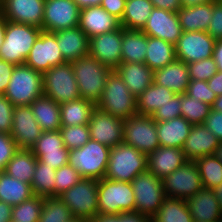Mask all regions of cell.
<instances>
[{"instance_id":"1","label":"cell","mask_w":222,"mask_h":222,"mask_svg":"<svg viewBox=\"0 0 222 222\" xmlns=\"http://www.w3.org/2000/svg\"><path fill=\"white\" fill-rule=\"evenodd\" d=\"M42 29L36 26L5 20L4 39L0 59L23 65Z\"/></svg>"},{"instance_id":"2","label":"cell","mask_w":222,"mask_h":222,"mask_svg":"<svg viewBox=\"0 0 222 222\" xmlns=\"http://www.w3.org/2000/svg\"><path fill=\"white\" fill-rule=\"evenodd\" d=\"M80 97L97 104L103 94L106 79L112 71L89 54L71 62Z\"/></svg>"},{"instance_id":"3","label":"cell","mask_w":222,"mask_h":222,"mask_svg":"<svg viewBox=\"0 0 222 222\" xmlns=\"http://www.w3.org/2000/svg\"><path fill=\"white\" fill-rule=\"evenodd\" d=\"M96 107L122 120H127L137 114L136 97L131 94L115 70L107 76L102 97Z\"/></svg>"},{"instance_id":"4","label":"cell","mask_w":222,"mask_h":222,"mask_svg":"<svg viewBox=\"0 0 222 222\" xmlns=\"http://www.w3.org/2000/svg\"><path fill=\"white\" fill-rule=\"evenodd\" d=\"M147 170V155L124 142L110 148L105 178L113 181L132 182Z\"/></svg>"},{"instance_id":"5","label":"cell","mask_w":222,"mask_h":222,"mask_svg":"<svg viewBox=\"0 0 222 222\" xmlns=\"http://www.w3.org/2000/svg\"><path fill=\"white\" fill-rule=\"evenodd\" d=\"M135 212V198L131 182L98 180V215H120Z\"/></svg>"},{"instance_id":"6","label":"cell","mask_w":222,"mask_h":222,"mask_svg":"<svg viewBox=\"0 0 222 222\" xmlns=\"http://www.w3.org/2000/svg\"><path fill=\"white\" fill-rule=\"evenodd\" d=\"M4 95L14 106L31 105L44 95L43 73L25 64L15 65Z\"/></svg>"},{"instance_id":"7","label":"cell","mask_w":222,"mask_h":222,"mask_svg":"<svg viewBox=\"0 0 222 222\" xmlns=\"http://www.w3.org/2000/svg\"><path fill=\"white\" fill-rule=\"evenodd\" d=\"M110 147L90 139L84 146L69 151L68 164L83 178L102 179L105 177Z\"/></svg>"},{"instance_id":"8","label":"cell","mask_w":222,"mask_h":222,"mask_svg":"<svg viewBox=\"0 0 222 222\" xmlns=\"http://www.w3.org/2000/svg\"><path fill=\"white\" fill-rule=\"evenodd\" d=\"M76 218L92 221L98 215V180L82 178L58 196Z\"/></svg>"},{"instance_id":"9","label":"cell","mask_w":222,"mask_h":222,"mask_svg":"<svg viewBox=\"0 0 222 222\" xmlns=\"http://www.w3.org/2000/svg\"><path fill=\"white\" fill-rule=\"evenodd\" d=\"M135 198V212L151 219L167 198L162 180L146 170L131 182Z\"/></svg>"},{"instance_id":"10","label":"cell","mask_w":222,"mask_h":222,"mask_svg":"<svg viewBox=\"0 0 222 222\" xmlns=\"http://www.w3.org/2000/svg\"><path fill=\"white\" fill-rule=\"evenodd\" d=\"M43 93L59 104L81 98L71 62L56 65L43 73Z\"/></svg>"},{"instance_id":"11","label":"cell","mask_w":222,"mask_h":222,"mask_svg":"<svg viewBox=\"0 0 222 222\" xmlns=\"http://www.w3.org/2000/svg\"><path fill=\"white\" fill-rule=\"evenodd\" d=\"M123 142L143 154H150L160 147L156 121L147 115L136 114L124 120Z\"/></svg>"},{"instance_id":"12","label":"cell","mask_w":222,"mask_h":222,"mask_svg":"<svg viewBox=\"0 0 222 222\" xmlns=\"http://www.w3.org/2000/svg\"><path fill=\"white\" fill-rule=\"evenodd\" d=\"M165 195L169 198L187 199L203 188L197 165L187 161L183 166L162 179Z\"/></svg>"},{"instance_id":"13","label":"cell","mask_w":222,"mask_h":222,"mask_svg":"<svg viewBox=\"0 0 222 222\" xmlns=\"http://www.w3.org/2000/svg\"><path fill=\"white\" fill-rule=\"evenodd\" d=\"M63 63L66 61L58 47L56 36L52 32L41 31L24 64L44 73Z\"/></svg>"},{"instance_id":"14","label":"cell","mask_w":222,"mask_h":222,"mask_svg":"<svg viewBox=\"0 0 222 222\" xmlns=\"http://www.w3.org/2000/svg\"><path fill=\"white\" fill-rule=\"evenodd\" d=\"M80 9L73 0H45L42 31L56 32L77 27Z\"/></svg>"},{"instance_id":"15","label":"cell","mask_w":222,"mask_h":222,"mask_svg":"<svg viewBox=\"0 0 222 222\" xmlns=\"http://www.w3.org/2000/svg\"><path fill=\"white\" fill-rule=\"evenodd\" d=\"M213 39L206 31L182 32L175 44L176 59L189 64L213 56Z\"/></svg>"},{"instance_id":"16","label":"cell","mask_w":222,"mask_h":222,"mask_svg":"<svg viewBox=\"0 0 222 222\" xmlns=\"http://www.w3.org/2000/svg\"><path fill=\"white\" fill-rule=\"evenodd\" d=\"M42 132L30 105L14 107L10 135L19 149L31 150Z\"/></svg>"},{"instance_id":"17","label":"cell","mask_w":222,"mask_h":222,"mask_svg":"<svg viewBox=\"0 0 222 222\" xmlns=\"http://www.w3.org/2000/svg\"><path fill=\"white\" fill-rule=\"evenodd\" d=\"M31 151L39 161L55 170L68 164L69 150L64 146L59 130L43 131Z\"/></svg>"},{"instance_id":"18","label":"cell","mask_w":222,"mask_h":222,"mask_svg":"<svg viewBox=\"0 0 222 222\" xmlns=\"http://www.w3.org/2000/svg\"><path fill=\"white\" fill-rule=\"evenodd\" d=\"M122 27L89 39V55L115 70L121 64Z\"/></svg>"},{"instance_id":"19","label":"cell","mask_w":222,"mask_h":222,"mask_svg":"<svg viewBox=\"0 0 222 222\" xmlns=\"http://www.w3.org/2000/svg\"><path fill=\"white\" fill-rule=\"evenodd\" d=\"M123 123L124 120L96 107L88 124L90 138L110 148L115 147L123 143Z\"/></svg>"},{"instance_id":"20","label":"cell","mask_w":222,"mask_h":222,"mask_svg":"<svg viewBox=\"0 0 222 222\" xmlns=\"http://www.w3.org/2000/svg\"><path fill=\"white\" fill-rule=\"evenodd\" d=\"M45 0H1L5 20L42 29Z\"/></svg>"},{"instance_id":"21","label":"cell","mask_w":222,"mask_h":222,"mask_svg":"<svg viewBox=\"0 0 222 222\" xmlns=\"http://www.w3.org/2000/svg\"><path fill=\"white\" fill-rule=\"evenodd\" d=\"M142 31L147 36L160 38L173 45L183 32L176 12L158 8L153 9Z\"/></svg>"},{"instance_id":"22","label":"cell","mask_w":222,"mask_h":222,"mask_svg":"<svg viewBox=\"0 0 222 222\" xmlns=\"http://www.w3.org/2000/svg\"><path fill=\"white\" fill-rule=\"evenodd\" d=\"M78 26L89 39L121 27L120 20L109 14L101 6L81 9Z\"/></svg>"},{"instance_id":"23","label":"cell","mask_w":222,"mask_h":222,"mask_svg":"<svg viewBox=\"0 0 222 222\" xmlns=\"http://www.w3.org/2000/svg\"><path fill=\"white\" fill-rule=\"evenodd\" d=\"M187 161L182 148L160 146L147 155V170L162 180Z\"/></svg>"},{"instance_id":"24","label":"cell","mask_w":222,"mask_h":222,"mask_svg":"<svg viewBox=\"0 0 222 222\" xmlns=\"http://www.w3.org/2000/svg\"><path fill=\"white\" fill-rule=\"evenodd\" d=\"M221 142L204 124L193 125L183 146L188 161H195L206 155H214Z\"/></svg>"},{"instance_id":"25","label":"cell","mask_w":222,"mask_h":222,"mask_svg":"<svg viewBox=\"0 0 222 222\" xmlns=\"http://www.w3.org/2000/svg\"><path fill=\"white\" fill-rule=\"evenodd\" d=\"M185 202L194 221H222V210L213 189L202 188Z\"/></svg>"},{"instance_id":"26","label":"cell","mask_w":222,"mask_h":222,"mask_svg":"<svg viewBox=\"0 0 222 222\" xmlns=\"http://www.w3.org/2000/svg\"><path fill=\"white\" fill-rule=\"evenodd\" d=\"M66 62L75 61L89 53V38L79 26L53 33Z\"/></svg>"},{"instance_id":"27","label":"cell","mask_w":222,"mask_h":222,"mask_svg":"<svg viewBox=\"0 0 222 222\" xmlns=\"http://www.w3.org/2000/svg\"><path fill=\"white\" fill-rule=\"evenodd\" d=\"M189 82L188 66L178 59L154 71L153 83L164 86L175 94L186 93Z\"/></svg>"},{"instance_id":"28","label":"cell","mask_w":222,"mask_h":222,"mask_svg":"<svg viewBox=\"0 0 222 222\" xmlns=\"http://www.w3.org/2000/svg\"><path fill=\"white\" fill-rule=\"evenodd\" d=\"M115 71L136 98L153 83L154 71L145 63H121Z\"/></svg>"},{"instance_id":"29","label":"cell","mask_w":222,"mask_h":222,"mask_svg":"<svg viewBox=\"0 0 222 222\" xmlns=\"http://www.w3.org/2000/svg\"><path fill=\"white\" fill-rule=\"evenodd\" d=\"M192 126L184 117L156 121L160 146L183 148Z\"/></svg>"},{"instance_id":"30","label":"cell","mask_w":222,"mask_h":222,"mask_svg":"<svg viewBox=\"0 0 222 222\" xmlns=\"http://www.w3.org/2000/svg\"><path fill=\"white\" fill-rule=\"evenodd\" d=\"M213 15V1L190 7H182L177 16L183 32L206 31Z\"/></svg>"},{"instance_id":"31","label":"cell","mask_w":222,"mask_h":222,"mask_svg":"<svg viewBox=\"0 0 222 222\" xmlns=\"http://www.w3.org/2000/svg\"><path fill=\"white\" fill-rule=\"evenodd\" d=\"M121 48V63H144L147 35L142 30H127L122 27Z\"/></svg>"},{"instance_id":"32","label":"cell","mask_w":222,"mask_h":222,"mask_svg":"<svg viewBox=\"0 0 222 222\" xmlns=\"http://www.w3.org/2000/svg\"><path fill=\"white\" fill-rule=\"evenodd\" d=\"M42 131H58L61 127L60 105L42 95L30 105Z\"/></svg>"},{"instance_id":"33","label":"cell","mask_w":222,"mask_h":222,"mask_svg":"<svg viewBox=\"0 0 222 222\" xmlns=\"http://www.w3.org/2000/svg\"><path fill=\"white\" fill-rule=\"evenodd\" d=\"M60 105L61 126L87 125L96 104L83 98Z\"/></svg>"},{"instance_id":"34","label":"cell","mask_w":222,"mask_h":222,"mask_svg":"<svg viewBox=\"0 0 222 222\" xmlns=\"http://www.w3.org/2000/svg\"><path fill=\"white\" fill-rule=\"evenodd\" d=\"M176 59L175 45L160 38L147 36L144 63L153 71L165 67Z\"/></svg>"},{"instance_id":"35","label":"cell","mask_w":222,"mask_h":222,"mask_svg":"<svg viewBox=\"0 0 222 222\" xmlns=\"http://www.w3.org/2000/svg\"><path fill=\"white\" fill-rule=\"evenodd\" d=\"M175 93L164 86L152 83L137 98V114L152 116L161 106L170 102Z\"/></svg>"},{"instance_id":"36","label":"cell","mask_w":222,"mask_h":222,"mask_svg":"<svg viewBox=\"0 0 222 222\" xmlns=\"http://www.w3.org/2000/svg\"><path fill=\"white\" fill-rule=\"evenodd\" d=\"M34 196L31 184L0 172V201L11 206L18 205Z\"/></svg>"},{"instance_id":"37","label":"cell","mask_w":222,"mask_h":222,"mask_svg":"<svg viewBox=\"0 0 222 222\" xmlns=\"http://www.w3.org/2000/svg\"><path fill=\"white\" fill-rule=\"evenodd\" d=\"M154 9L150 0H126L120 25L127 30H142Z\"/></svg>"},{"instance_id":"38","label":"cell","mask_w":222,"mask_h":222,"mask_svg":"<svg viewBox=\"0 0 222 222\" xmlns=\"http://www.w3.org/2000/svg\"><path fill=\"white\" fill-rule=\"evenodd\" d=\"M37 158L31 150L19 149L8 162L5 172L20 181L31 184Z\"/></svg>"},{"instance_id":"39","label":"cell","mask_w":222,"mask_h":222,"mask_svg":"<svg viewBox=\"0 0 222 222\" xmlns=\"http://www.w3.org/2000/svg\"><path fill=\"white\" fill-rule=\"evenodd\" d=\"M151 222H194L185 199L167 197Z\"/></svg>"},{"instance_id":"40","label":"cell","mask_w":222,"mask_h":222,"mask_svg":"<svg viewBox=\"0 0 222 222\" xmlns=\"http://www.w3.org/2000/svg\"><path fill=\"white\" fill-rule=\"evenodd\" d=\"M55 173V169L37 159L35 172L31 182L34 195L55 197Z\"/></svg>"},{"instance_id":"41","label":"cell","mask_w":222,"mask_h":222,"mask_svg":"<svg viewBox=\"0 0 222 222\" xmlns=\"http://www.w3.org/2000/svg\"><path fill=\"white\" fill-rule=\"evenodd\" d=\"M201 177L203 188L214 189L222 183V162L214 155H206L194 161Z\"/></svg>"},{"instance_id":"42","label":"cell","mask_w":222,"mask_h":222,"mask_svg":"<svg viewBox=\"0 0 222 222\" xmlns=\"http://www.w3.org/2000/svg\"><path fill=\"white\" fill-rule=\"evenodd\" d=\"M72 218L71 210L59 197H44L38 222H68Z\"/></svg>"},{"instance_id":"43","label":"cell","mask_w":222,"mask_h":222,"mask_svg":"<svg viewBox=\"0 0 222 222\" xmlns=\"http://www.w3.org/2000/svg\"><path fill=\"white\" fill-rule=\"evenodd\" d=\"M181 117L192 125L204 124L210 114L211 106L200 100L193 99L186 93L181 94Z\"/></svg>"},{"instance_id":"44","label":"cell","mask_w":222,"mask_h":222,"mask_svg":"<svg viewBox=\"0 0 222 222\" xmlns=\"http://www.w3.org/2000/svg\"><path fill=\"white\" fill-rule=\"evenodd\" d=\"M42 196L34 195L30 199L13 206L12 209V222H38L42 206Z\"/></svg>"},{"instance_id":"45","label":"cell","mask_w":222,"mask_h":222,"mask_svg":"<svg viewBox=\"0 0 222 222\" xmlns=\"http://www.w3.org/2000/svg\"><path fill=\"white\" fill-rule=\"evenodd\" d=\"M59 131L61 132L64 146L69 151L84 146L91 139L88 124L61 126Z\"/></svg>"},{"instance_id":"46","label":"cell","mask_w":222,"mask_h":222,"mask_svg":"<svg viewBox=\"0 0 222 222\" xmlns=\"http://www.w3.org/2000/svg\"><path fill=\"white\" fill-rule=\"evenodd\" d=\"M83 177L69 164L60 167L55 173V197L73 187Z\"/></svg>"},{"instance_id":"47","label":"cell","mask_w":222,"mask_h":222,"mask_svg":"<svg viewBox=\"0 0 222 222\" xmlns=\"http://www.w3.org/2000/svg\"><path fill=\"white\" fill-rule=\"evenodd\" d=\"M190 80L208 81L217 71L216 62L212 57L187 64Z\"/></svg>"},{"instance_id":"48","label":"cell","mask_w":222,"mask_h":222,"mask_svg":"<svg viewBox=\"0 0 222 222\" xmlns=\"http://www.w3.org/2000/svg\"><path fill=\"white\" fill-rule=\"evenodd\" d=\"M186 94L212 106L217 95L208 87L207 81L190 80Z\"/></svg>"},{"instance_id":"49","label":"cell","mask_w":222,"mask_h":222,"mask_svg":"<svg viewBox=\"0 0 222 222\" xmlns=\"http://www.w3.org/2000/svg\"><path fill=\"white\" fill-rule=\"evenodd\" d=\"M181 94H175L170 102L161 106L151 116L155 121H169L181 117Z\"/></svg>"},{"instance_id":"50","label":"cell","mask_w":222,"mask_h":222,"mask_svg":"<svg viewBox=\"0 0 222 222\" xmlns=\"http://www.w3.org/2000/svg\"><path fill=\"white\" fill-rule=\"evenodd\" d=\"M19 150L13 137L8 133L0 132V172H4L8 162Z\"/></svg>"},{"instance_id":"51","label":"cell","mask_w":222,"mask_h":222,"mask_svg":"<svg viewBox=\"0 0 222 222\" xmlns=\"http://www.w3.org/2000/svg\"><path fill=\"white\" fill-rule=\"evenodd\" d=\"M14 105L6 98L0 95V132L10 134L12 129V117Z\"/></svg>"},{"instance_id":"52","label":"cell","mask_w":222,"mask_h":222,"mask_svg":"<svg viewBox=\"0 0 222 222\" xmlns=\"http://www.w3.org/2000/svg\"><path fill=\"white\" fill-rule=\"evenodd\" d=\"M207 33L215 40L222 39V0L213 1V15Z\"/></svg>"},{"instance_id":"53","label":"cell","mask_w":222,"mask_h":222,"mask_svg":"<svg viewBox=\"0 0 222 222\" xmlns=\"http://www.w3.org/2000/svg\"><path fill=\"white\" fill-rule=\"evenodd\" d=\"M204 125L222 143V112L211 109L210 114L206 117Z\"/></svg>"},{"instance_id":"54","label":"cell","mask_w":222,"mask_h":222,"mask_svg":"<svg viewBox=\"0 0 222 222\" xmlns=\"http://www.w3.org/2000/svg\"><path fill=\"white\" fill-rule=\"evenodd\" d=\"M109 14L121 20L126 6V0H102L100 5Z\"/></svg>"},{"instance_id":"55","label":"cell","mask_w":222,"mask_h":222,"mask_svg":"<svg viewBox=\"0 0 222 222\" xmlns=\"http://www.w3.org/2000/svg\"><path fill=\"white\" fill-rule=\"evenodd\" d=\"M15 64L0 59V95H4Z\"/></svg>"},{"instance_id":"56","label":"cell","mask_w":222,"mask_h":222,"mask_svg":"<svg viewBox=\"0 0 222 222\" xmlns=\"http://www.w3.org/2000/svg\"><path fill=\"white\" fill-rule=\"evenodd\" d=\"M154 8L164 9L170 12H178L182 8L180 0H150Z\"/></svg>"},{"instance_id":"57","label":"cell","mask_w":222,"mask_h":222,"mask_svg":"<svg viewBox=\"0 0 222 222\" xmlns=\"http://www.w3.org/2000/svg\"><path fill=\"white\" fill-rule=\"evenodd\" d=\"M208 87L217 95H222V71H217L208 81Z\"/></svg>"},{"instance_id":"58","label":"cell","mask_w":222,"mask_h":222,"mask_svg":"<svg viewBox=\"0 0 222 222\" xmlns=\"http://www.w3.org/2000/svg\"><path fill=\"white\" fill-rule=\"evenodd\" d=\"M120 222H151V219L137 212H127L120 214Z\"/></svg>"},{"instance_id":"59","label":"cell","mask_w":222,"mask_h":222,"mask_svg":"<svg viewBox=\"0 0 222 222\" xmlns=\"http://www.w3.org/2000/svg\"><path fill=\"white\" fill-rule=\"evenodd\" d=\"M13 206L0 201V222H12Z\"/></svg>"},{"instance_id":"60","label":"cell","mask_w":222,"mask_h":222,"mask_svg":"<svg viewBox=\"0 0 222 222\" xmlns=\"http://www.w3.org/2000/svg\"><path fill=\"white\" fill-rule=\"evenodd\" d=\"M213 58L219 71H222V39H218L214 45Z\"/></svg>"},{"instance_id":"61","label":"cell","mask_w":222,"mask_h":222,"mask_svg":"<svg viewBox=\"0 0 222 222\" xmlns=\"http://www.w3.org/2000/svg\"><path fill=\"white\" fill-rule=\"evenodd\" d=\"M79 7V9L88 8L90 6H100L102 0H73Z\"/></svg>"},{"instance_id":"62","label":"cell","mask_w":222,"mask_h":222,"mask_svg":"<svg viewBox=\"0 0 222 222\" xmlns=\"http://www.w3.org/2000/svg\"><path fill=\"white\" fill-rule=\"evenodd\" d=\"M91 222H120V215H97Z\"/></svg>"},{"instance_id":"63","label":"cell","mask_w":222,"mask_h":222,"mask_svg":"<svg viewBox=\"0 0 222 222\" xmlns=\"http://www.w3.org/2000/svg\"><path fill=\"white\" fill-rule=\"evenodd\" d=\"M180 1L182 4V7H190V6L205 4V3L216 1V0H180Z\"/></svg>"},{"instance_id":"64","label":"cell","mask_w":222,"mask_h":222,"mask_svg":"<svg viewBox=\"0 0 222 222\" xmlns=\"http://www.w3.org/2000/svg\"><path fill=\"white\" fill-rule=\"evenodd\" d=\"M213 191L215 193V197L218 200V203H219L221 210H222V183L219 186H216L213 189Z\"/></svg>"},{"instance_id":"65","label":"cell","mask_w":222,"mask_h":222,"mask_svg":"<svg viewBox=\"0 0 222 222\" xmlns=\"http://www.w3.org/2000/svg\"><path fill=\"white\" fill-rule=\"evenodd\" d=\"M211 108L214 111L222 112V95L217 96Z\"/></svg>"},{"instance_id":"66","label":"cell","mask_w":222,"mask_h":222,"mask_svg":"<svg viewBox=\"0 0 222 222\" xmlns=\"http://www.w3.org/2000/svg\"><path fill=\"white\" fill-rule=\"evenodd\" d=\"M4 32H5V19L0 14V46H1L3 39H4Z\"/></svg>"},{"instance_id":"67","label":"cell","mask_w":222,"mask_h":222,"mask_svg":"<svg viewBox=\"0 0 222 222\" xmlns=\"http://www.w3.org/2000/svg\"><path fill=\"white\" fill-rule=\"evenodd\" d=\"M214 156L222 162V143L219 144L214 152Z\"/></svg>"},{"instance_id":"68","label":"cell","mask_w":222,"mask_h":222,"mask_svg":"<svg viewBox=\"0 0 222 222\" xmlns=\"http://www.w3.org/2000/svg\"><path fill=\"white\" fill-rule=\"evenodd\" d=\"M68 222H90V221L74 217L71 220H69Z\"/></svg>"},{"instance_id":"69","label":"cell","mask_w":222,"mask_h":222,"mask_svg":"<svg viewBox=\"0 0 222 222\" xmlns=\"http://www.w3.org/2000/svg\"><path fill=\"white\" fill-rule=\"evenodd\" d=\"M194 222H208V221H194ZM212 222H222V221H212Z\"/></svg>"}]
</instances>
